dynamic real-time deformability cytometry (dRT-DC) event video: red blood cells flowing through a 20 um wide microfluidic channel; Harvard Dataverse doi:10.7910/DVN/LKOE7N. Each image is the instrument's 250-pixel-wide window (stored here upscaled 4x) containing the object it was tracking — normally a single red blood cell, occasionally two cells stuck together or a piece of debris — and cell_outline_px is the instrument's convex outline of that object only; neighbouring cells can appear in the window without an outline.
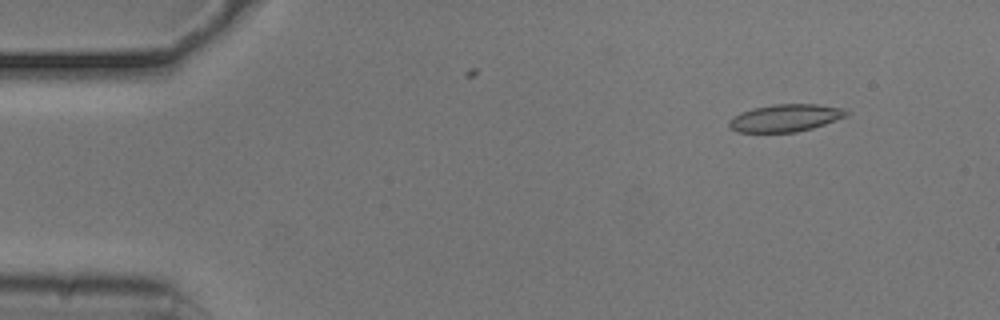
{"species": "common noctule bat (a hibernating species)", "species_latin": "Nyctalus noctula", "temperature_condition": "cold", "stored_images_in_passage": 9, "camera_frame_rate_fps": 3000, "um_per_image_px": 0.085, "animal": {"sex": "male", "body_mass_g": 20.5, "forearm_length_mm": 52.5}, "frame": {"image": 1, "passage_image": 6, "time_ms": 1.667, "image_size_px": [1000, 320], "cell_outline_px": [[848, 116], [812, 128], [796, 132], [736, 132], [728, 128], [728, 120], [740, 112], [752, 108], [772, 104], [816, 104], [844, 108], [848, 112]], "centroid_in_image_um": [66.72, 10.02], "position_along_channel_um": 18.3, "area_um2": 18.9}}